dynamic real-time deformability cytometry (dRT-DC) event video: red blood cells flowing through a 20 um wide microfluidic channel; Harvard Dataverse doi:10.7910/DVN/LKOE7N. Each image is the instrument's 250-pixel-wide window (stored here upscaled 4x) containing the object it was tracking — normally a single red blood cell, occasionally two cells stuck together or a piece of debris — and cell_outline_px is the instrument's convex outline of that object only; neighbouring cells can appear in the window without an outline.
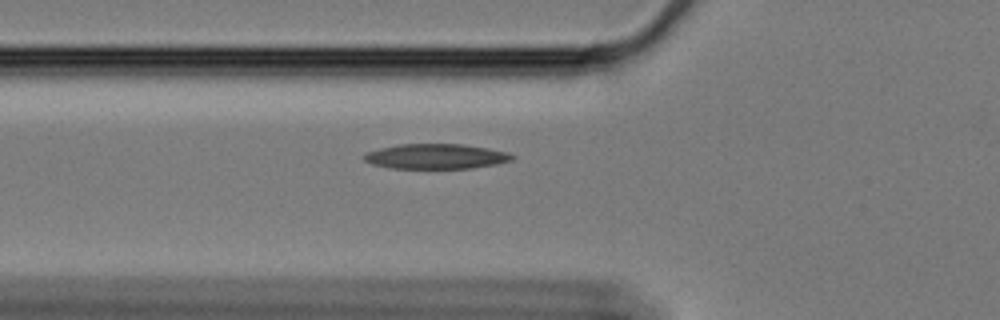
{"species": "Egyptian fruit bat (a non-hibernating species)", "species_latin": "Rousettus aegyptiacus", "temperature_condition": "cold", "stored_images_in_passage": 32, "camera_frame_rate_fps": 3000, "um_per_image_px": 0.085, "animal": {"sex": "female"}, "frame": {"image": 1, "passage_image": 2, "time_ms": 0.333, "image_size_px": [1000, 320], "cell_outline_px": [[516, 156], [512, 160], [496, 164], [472, 168], [388, 168], [372, 164], [364, 160], [364, 152], [396, 144], [464, 144], [488, 148], [508, 152]], "centroid_in_image_um": [37.05, 13.29], "position_along_channel_um": 88.8, "area_um2": 21.73}}
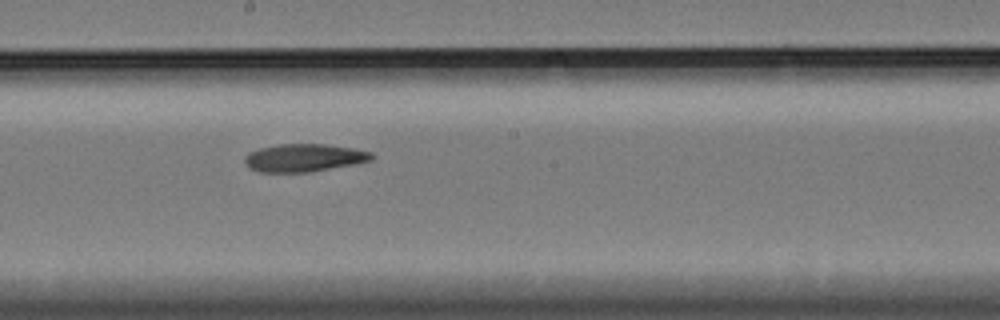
{"frame": {"image": 2, "passage_image": 14, "time_ms": 4.333, "image_size_px": [1000, 320], "cell_outline_px": [[376, 156], [372, 160], [356, 164], [308, 172], [260, 172], [248, 168], [244, 164], [244, 156], [248, 152], [260, 148], [280, 144], [324, 144], [352, 148], [372, 152]], "centroid_in_image_um": [25.83, 13.41], "position_along_channel_um": 222.4, "area_um2": 20.75}}
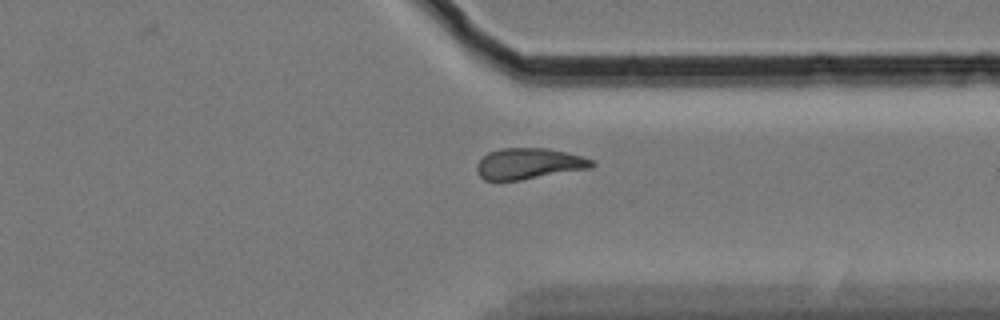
{"frame": {"image": 3, "passage_image": 27, "time_ms": 8.667, "image_size_px": [1000, 320], "cell_outline_px": [[596, 164], [592, 168], [520, 180], [484, 180], [476, 172], [476, 164], [488, 152], [500, 148], [548, 148], [580, 156], [592, 160]], "centroid_in_image_um": [44.93, 13.91], "position_along_channel_um": 366.5, "area_um2": 20.75}}